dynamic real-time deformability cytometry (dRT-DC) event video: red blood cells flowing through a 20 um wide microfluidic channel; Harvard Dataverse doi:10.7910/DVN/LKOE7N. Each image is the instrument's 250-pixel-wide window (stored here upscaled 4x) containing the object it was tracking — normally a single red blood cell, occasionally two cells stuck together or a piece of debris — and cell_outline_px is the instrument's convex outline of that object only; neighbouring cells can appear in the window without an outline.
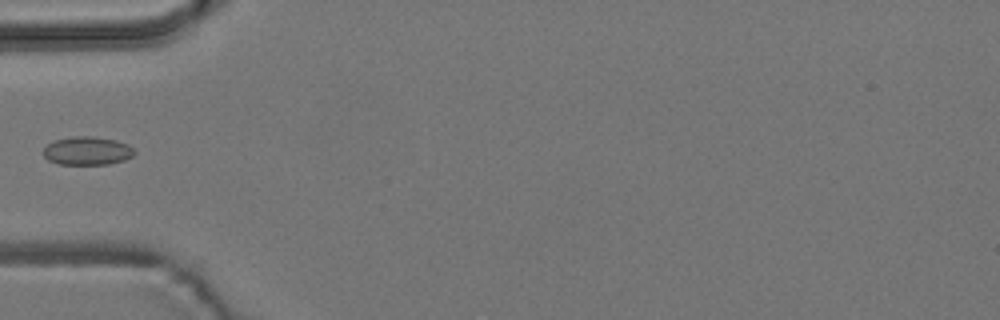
{"species": "common noctule bat (a hibernating species)", "species_latin": "Nyctalus noctula", "temperature_condition": "room temperature", "stored_images_in_passage": 6, "camera_frame_rate_fps": 3000, "um_per_image_px": 0.085, "animal": {"sex": "male", "body_mass_g": 19.2, "forearm_length_mm": 51.8}, "frame": {"image": 1, "passage_image": 5, "time_ms": 5.0, "image_size_px": [1000, 320], "cell_outline_px": [[136, 152], [132, 156], [124, 160], [108, 164], [60, 164], [48, 160], [44, 156], [44, 148], [48, 144], [56, 140], [72, 136], [92, 136], [116, 140], [128, 144]], "centroid_in_image_um": [7.43, 12.81], "position_along_channel_um": 77.6, "area_um2": 14.97}}
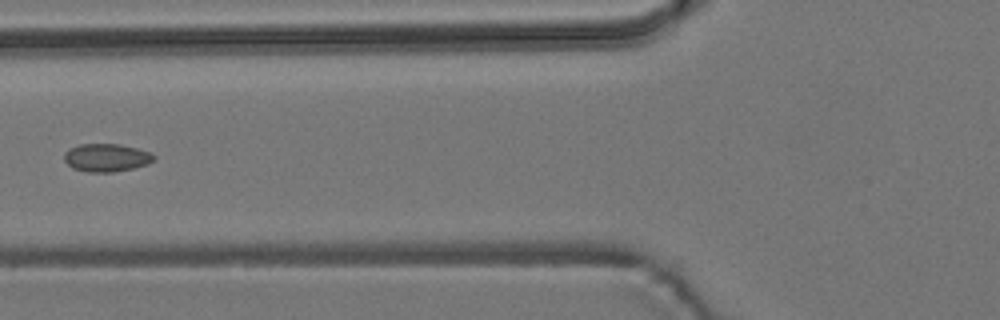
{"frame": {"image": 2, "passage_image": 6, "time_ms": 6.0, "image_size_px": [1000, 320], "cell_outline_px": [[156, 156], [148, 164], [132, 168], [112, 172], [88, 172], [72, 168], [64, 160], [64, 152], [68, 148], [80, 144], [120, 144], [152, 152]], "centroid_in_image_um": [9.03, 13.39], "position_along_channel_um": 116.8, "area_um2": 14.68}}